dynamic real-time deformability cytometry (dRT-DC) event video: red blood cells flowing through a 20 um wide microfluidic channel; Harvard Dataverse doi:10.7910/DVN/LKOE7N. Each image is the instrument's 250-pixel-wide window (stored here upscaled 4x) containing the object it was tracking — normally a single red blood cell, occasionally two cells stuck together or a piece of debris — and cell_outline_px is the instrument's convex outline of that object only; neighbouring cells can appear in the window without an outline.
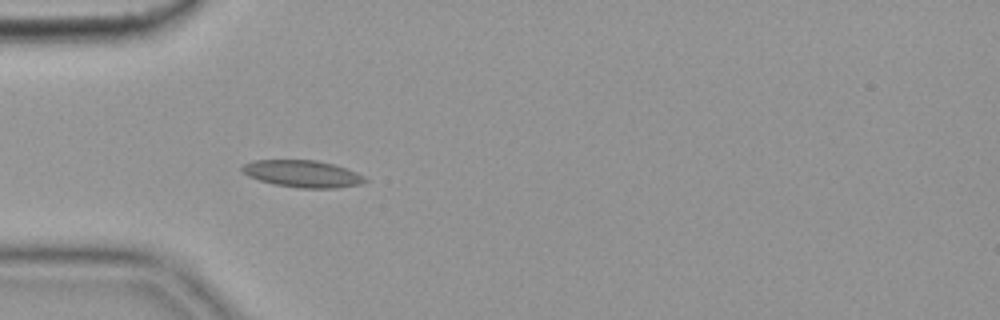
{"species": "common noctule bat (a hibernating species)", "species_latin": "Nyctalus noctula", "temperature_condition": "cold", "stored_images_in_passage": 55, "camera_frame_rate_fps": 3000, "um_per_image_px": 0.085, "animal": {"sex": "female", "body_mass_g": 19.9}, "frame": {"image": 1, "passage_image": 16, "time_ms": 5.0, "image_size_px": [1000, 320], "cell_outline_px": [[368, 180], [360, 184], [336, 188], [300, 188], [276, 184], [260, 180], [248, 176], [240, 168], [244, 164], [252, 160], [316, 160], [332, 164], [356, 172], [364, 176]], "centroid_in_image_um": [25.71, 14.77], "position_along_channel_um": 59.3, "area_um2": 19.13}, "authors_computed_cell_mechanics": {"area_um2": 18.6116, "velocity_mm_per_s": 3.6046, "shape_relaxation_time_tau1_ms": null, "shape_relaxation_time_tau2_ms": 4.7561, "deformation_change_tau1": null, "deformation_change_tau2": 0.0915}}